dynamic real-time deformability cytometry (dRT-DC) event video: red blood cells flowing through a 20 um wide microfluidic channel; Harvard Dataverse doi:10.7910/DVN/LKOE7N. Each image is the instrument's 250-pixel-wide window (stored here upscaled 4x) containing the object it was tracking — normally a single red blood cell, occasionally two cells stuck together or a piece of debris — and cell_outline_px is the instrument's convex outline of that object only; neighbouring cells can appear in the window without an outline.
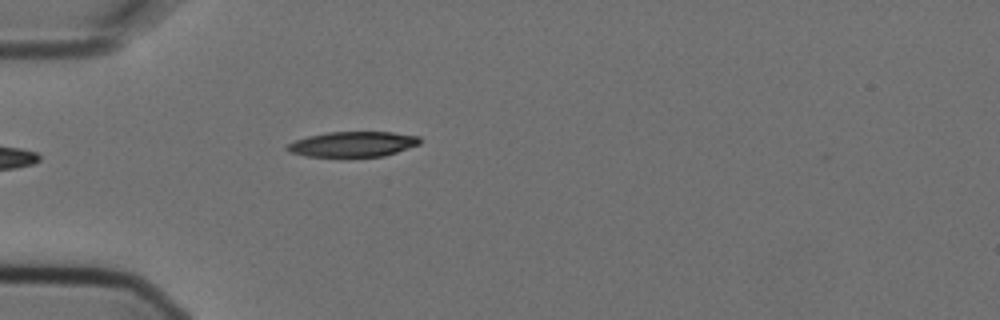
{"species": "Egyptian fruit bat (a non-hibernating species)", "species_latin": "Rousettus aegyptiacus", "temperature_condition": "cold", "stored_images_in_passage": 5, "camera_frame_rate_fps": 3000, "um_per_image_px": 0.085, "animal": {"sex": "female"}, "frame": {"image": 1, "passage_image": 5, "time_ms": 1.333, "image_size_px": [1000, 320], "cell_outline_px": [[420, 144], [384, 156], [344, 160], [304, 156], [288, 152], [284, 148], [288, 144], [296, 140], [308, 136], [328, 132], [392, 132], [420, 136]], "centroid_in_image_um": [29.93, 12.31], "position_along_channel_um": 55.1, "area_um2": 20.58}}